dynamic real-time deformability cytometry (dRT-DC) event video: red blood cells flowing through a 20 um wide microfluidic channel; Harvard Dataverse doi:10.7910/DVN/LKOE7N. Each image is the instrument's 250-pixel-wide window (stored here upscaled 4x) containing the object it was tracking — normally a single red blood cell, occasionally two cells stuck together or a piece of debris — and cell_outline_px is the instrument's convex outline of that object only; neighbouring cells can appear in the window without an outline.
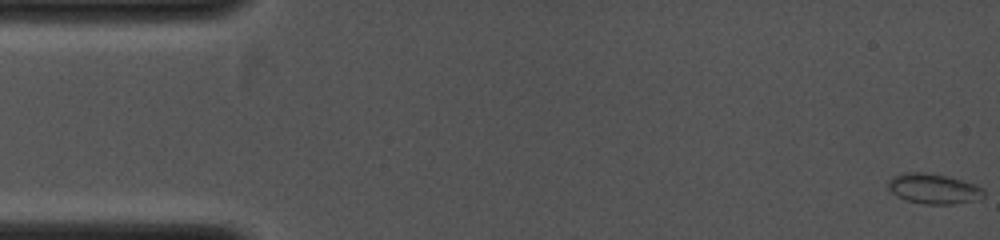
{"species": "common noctule bat (a hibernating species)", "species_latin": "Nyctalus noctula", "temperature_condition": "cold", "stored_images_in_passage": 9, "camera_frame_rate_fps": 4000, "um_per_image_px": 0.085, "animal": {"sex": "female", "body_mass_g": 19.0, "forearm_length_mm": 53.3}, "frame": {"image": 1, "passage_image": 1, "time_ms": 0.0, "image_size_px": [1000, 240], "cell_outline_px": [[984, 196], [976, 200], [952, 204], [924, 204], [908, 200], [896, 196], [888, 188], [888, 180], [892, 176], [904, 172], [920, 172], [948, 176], [976, 184], [984, 188]], "centroid_in_image_um": [79.36, 16.03], "position_along_channel_um": 5.6, "area_um2": 16.88}}
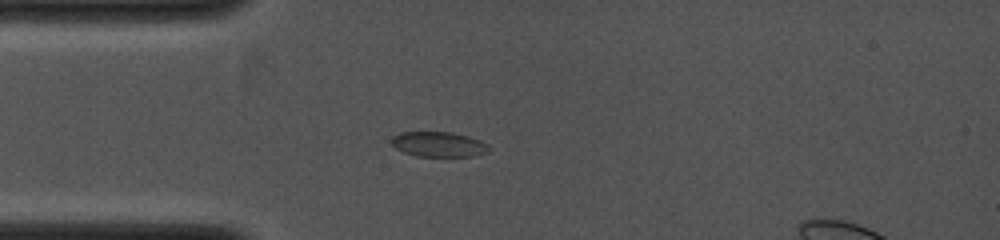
{"frame": {"image": 2, "passage_image": 6, "time_ms": 3.25, "image_size_px": [1000, 240], "cell_outline_px": [[492, 148], [488, 152], [476, 156], [416, 156], [404, 152], [396, 148], [392, 144], [392, 136], [400, 132], [452, 132], [468, 136], [480, 140], [488, 144]], "centroid_in_image_um": [37.33, 12.26], "position_along_channel_um": 47.7, "area_um2": 14.33}}
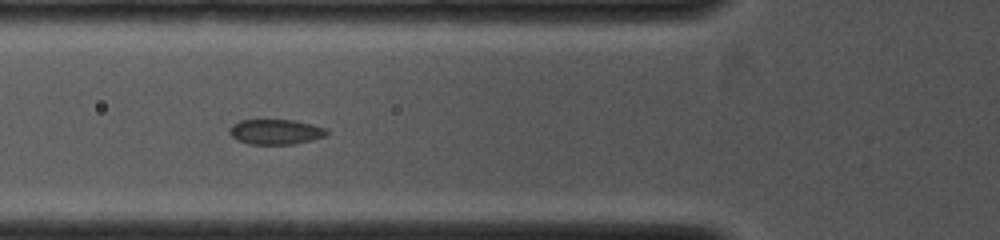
{"frame": {"image": 3, "passage_image": 8, "time_ms": 4.5, "image_size_px": [1000, 240], "cell_outline_px": [[328, 132], [324, 136], [312, 140], [292, 144], [248, 144], [236, 140], [228, 132], [232, 124], [240, 120], [296, 120], [328, 128]], "centroid_in_image_um": [23.42, 11.2], "position_along_channel_um": 102.4, "area_um2": 14.33}}